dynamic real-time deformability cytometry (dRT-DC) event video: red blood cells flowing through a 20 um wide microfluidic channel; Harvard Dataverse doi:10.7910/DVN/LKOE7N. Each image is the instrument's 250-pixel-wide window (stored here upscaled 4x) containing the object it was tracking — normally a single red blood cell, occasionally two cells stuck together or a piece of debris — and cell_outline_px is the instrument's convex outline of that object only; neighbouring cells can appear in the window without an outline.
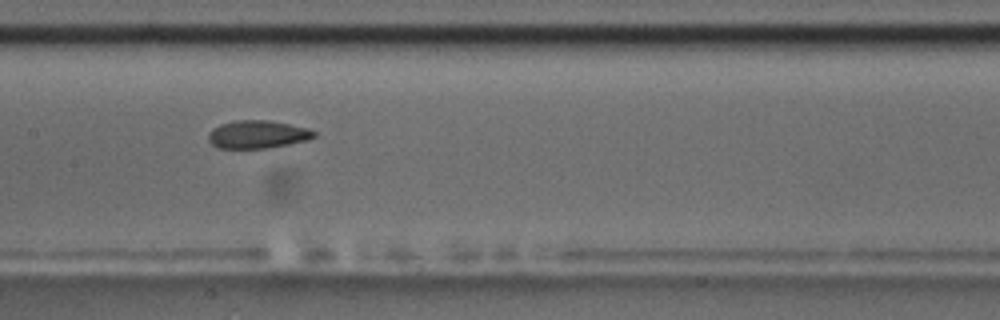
{"species": "common noctule bat (a hibernating species)", "species_latin": "Nyctalus noctula", "temperature_condition": "room temperature", "stored_images_in_passage": 10, "camera_frame_rate_fps": 3000, "um_per_image_px": 0.085, "animal": {"sex": "male", "body_mass_g": 17.5, "forearm_length_mm": 52.3}, "frame": {"image": 1, "passage_image": 7, "time_ms": 6.667, "image_size_px": [1000, 320], "cell_outline_px": [[316, 136], [308, 140], [268, 148], [220, 148], [212, 144], [208, 140], [208, 132], [212, 128], [220, 124], [236, 120], [268, 120], [308, 128], [316, 132]], "centroid_in_image_um": [21.88, 11.42], "position_along_channel_um": 185.5, "area_um2": 17.22}}